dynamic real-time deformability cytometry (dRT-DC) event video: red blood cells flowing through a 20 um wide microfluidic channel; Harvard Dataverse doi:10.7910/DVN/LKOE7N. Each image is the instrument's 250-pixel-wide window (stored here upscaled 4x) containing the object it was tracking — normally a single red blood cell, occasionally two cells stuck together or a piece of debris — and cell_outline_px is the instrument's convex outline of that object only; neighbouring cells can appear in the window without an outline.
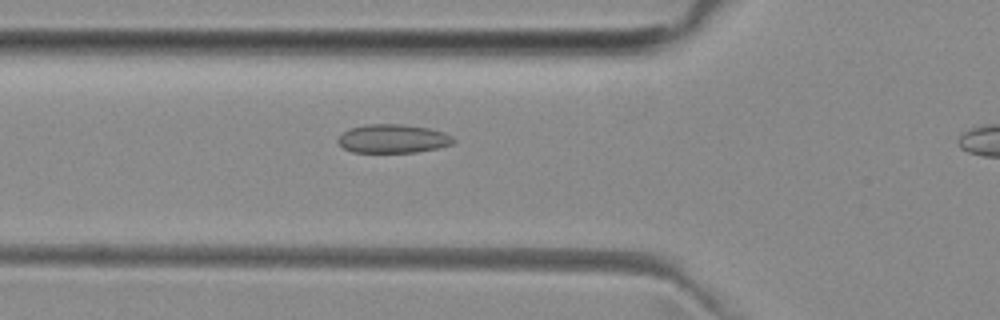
{"species": "common noctule bat (a hibernating species)", "species_latin": "Nyctalus noctula", "temperature_condition": "room temperature", "stored_images_in_passage": 22, "camera_frame_rate_fps": 3000, "um_per_image_px": 0.085, "animal": {"sex": "female", "body_mass_g": 29.2, "forearm_length_mm": 56.3}, "frame": {"image": 1, "passage_image": 11, "time_ms": 3.333, "image_size_px": [1000, 320], "cell_outline_px": [[456, 140], [452, 144], [436, 148], [416, 152], [352, 152], [344, 148], [336, 140], [348, 128], [368, 124], [404, 124], [428, 128], [444, 132], [452, 136]], "centroid_in_image_um": [33.4, 11.78], "position_along_channel_um": 92.4, "area_um2": 19.25}}
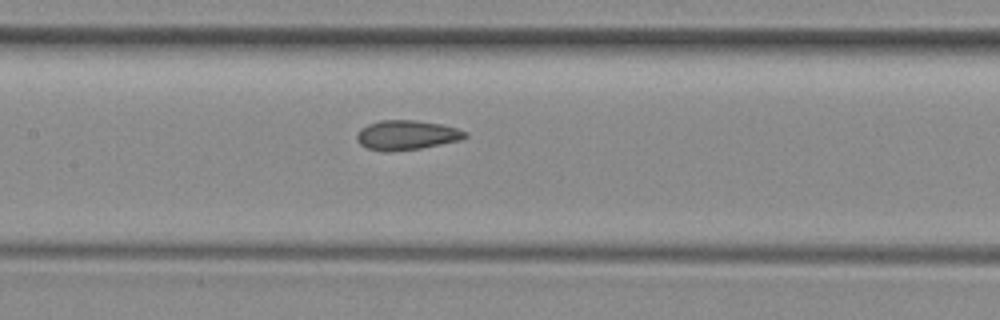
{"frame": {"image": 2, "passage_image": 17, "time_ms": 5.333, "image_size_px": [1000, 320], "cell_outline_px": [[468, 136], [460, 140], [420, 148], [388, 152], [384, 152], [368, 148], [360, 144], [356, 140], [356, 132], [360, 128], [368, 124], [380, 120], [412, 120], [440, 124], [456, 128], [468, 132]], "centroid_in_image_um": [34.52, 11.48], "position_along_channel_um": 172.9, "area_um2": 18.67}}
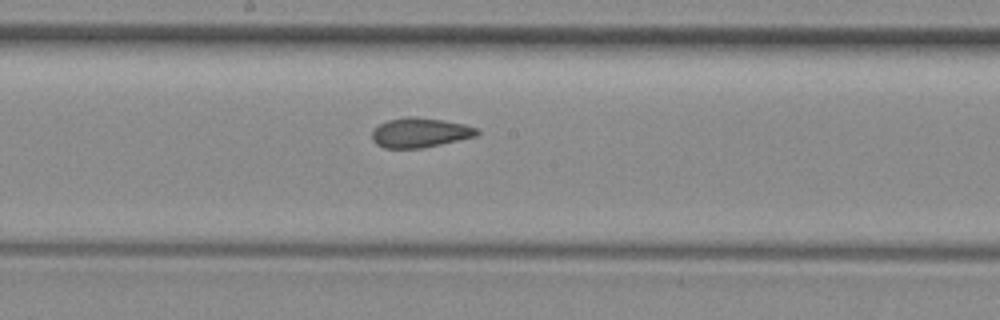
{"frame": {"image": 3, "passage_image": 20, "time_ms": 6.333, "image_size_px": [1000, 320], "cell_outline_px": [[480, 132], [476, 136], [424, 148], [384, 148], [376, 144], [372, 140], [372, 132], [380, 124], [388, 120], [408, 116], [416, 116], [444, 120], [464, 124], [476, 128]], "centroid_in_image_um": [35.7, 11.27], "position_along_channel_um": 212.5, "area_um2": 18.15}}